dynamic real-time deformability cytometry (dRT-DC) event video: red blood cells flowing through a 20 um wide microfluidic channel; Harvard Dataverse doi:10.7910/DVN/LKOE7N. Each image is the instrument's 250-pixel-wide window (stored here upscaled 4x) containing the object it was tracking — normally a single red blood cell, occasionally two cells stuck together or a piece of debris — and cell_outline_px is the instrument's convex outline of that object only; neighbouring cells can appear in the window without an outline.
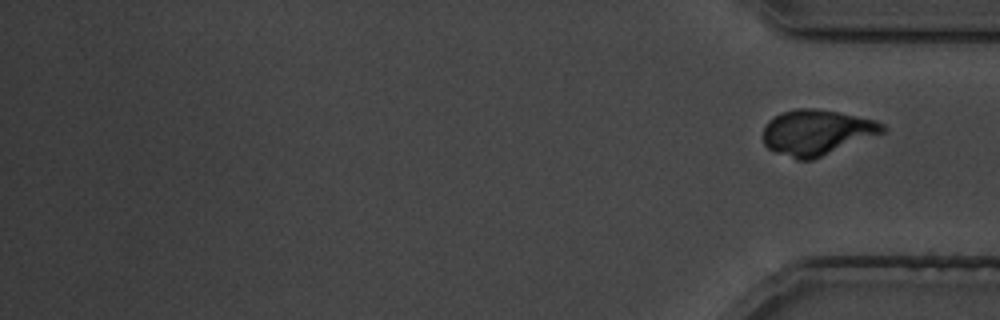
{"species": "common noctule bat (a hibernating species)", "species_latin": "Nyctalus noctula", "temperature_condition": "cold", "stored_images_in_passage": 32, "segment_of_instrument_passage": [2, 2], "camera_frame_rate_fps": 3000, "um_per_image_px": 0.085, "animal": {"sex": "male", "body_mass_g": 19.5, "forearm_length_mm": 54.6}, "frame": {"image": 1, "passage_image": 32, "time_ms": 39.0, "image_size_px": [1000, 320], "cell_outline_px": [[884, 132], [812, 160], [796, 160], [776, 152], [768, 148], [764, 144], [764, 128], [768, 120], [772, 116], [780, 112], [796, 108], [816, 108], [876, 120], [884, 124]], "centroid_in_image_um": [69.38, 11.24], "position_along_channel_um": 365.8, "area_um2": 31.5}}